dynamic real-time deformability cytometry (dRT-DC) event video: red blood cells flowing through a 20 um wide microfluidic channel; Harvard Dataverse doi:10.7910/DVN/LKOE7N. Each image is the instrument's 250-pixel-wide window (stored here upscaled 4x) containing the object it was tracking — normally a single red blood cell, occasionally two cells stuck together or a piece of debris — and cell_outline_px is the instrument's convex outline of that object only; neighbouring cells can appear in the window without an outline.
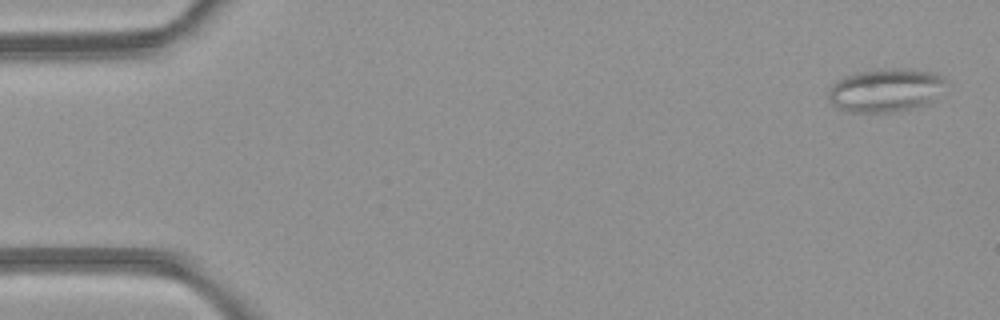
{"species": "common noctule bat (a hibernating species)", "species_latin": "Nyctalus noctula", "temperature_condition": "room temperature", "stored_images_in_passage": 5, "camera_frame_rate_fps": 3000, "um_per_image_px": 0.085, "animal": {"sex": "female", "body_mass_g": 21.9}, "frame": {"image": 1, "passage_image": 1, "time_ms": 0.0, "image_size_px": [1000, 320], "cell_outline_px": [[948, 80], [936, 100], [928, 104], [912, 108], [892, 112], [848, 112], [832, 104], [828, 100], [828, 92], [832, 84], [836, 80], [844, 76], [860, 72], [880, 68], [908, 68], [936, 72], [944, 76]], "centroid_in_image_um": [75.33, 7.65], "position_along_channel_um": 9.7, "area_um2": 30.35}}